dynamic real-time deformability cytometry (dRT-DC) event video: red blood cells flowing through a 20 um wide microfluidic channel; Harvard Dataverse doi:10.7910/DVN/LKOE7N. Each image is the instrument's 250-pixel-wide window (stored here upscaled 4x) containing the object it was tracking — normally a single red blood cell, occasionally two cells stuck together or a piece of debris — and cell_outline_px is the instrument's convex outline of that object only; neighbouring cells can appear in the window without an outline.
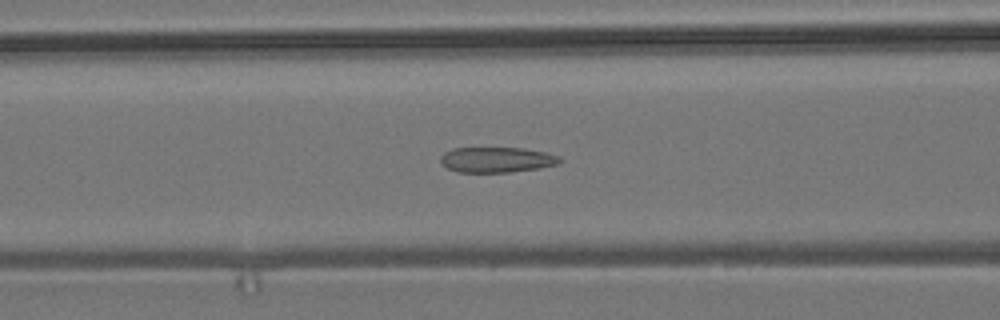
{"species": "common noctule bat (a hibernating species)", "species_latin": "Nyctalus noctula", "temperature_condition": "room temperature", "stored_images_in_passage": 47, "camera_frame_rate_fps": 3000, "um_per_image_px": 0.085, "animal": {"sex": "male", "body_mass_g": 19.2, "forearm_length_mm": 51.8}, "frame": {"image": 1, "passage_image": 21, "time_ms": 6.667, "image_size_px": [1000, 320], "cell_outline_px": [[564, 160], [556, 164], [540, 168], [512, 172], [456, 172], [440, 164], [440, 156], [444, 152], [452, 148], [524, 148], [544, 152], [560, 156]], "centroid_in_image_um": [42.2, 13.58], "position_along_channel_um": 124.4, "area_um2": 17.8}}
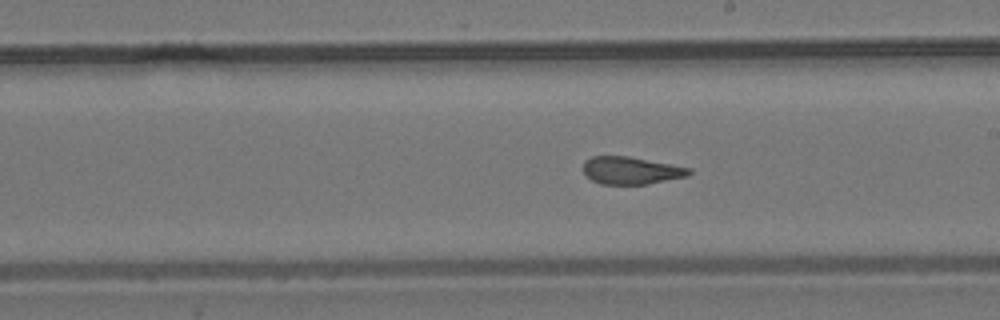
{"frame": {"image": 2, "passage_image": 30, "time_ms": 9.667, "image_size_px": [1000, 320], "cell_outline_px": [[692, 172], [688, 176], [648, 184], [600, 184], [592, 180], [584, 172], [584, 160], [592, 156], [628, 156], [672, 164], [692, 168]], "centroid_in_image_um": [53.67, 14.49], "position_along_channel_um": 235.3, "area_um2": 16.99}}
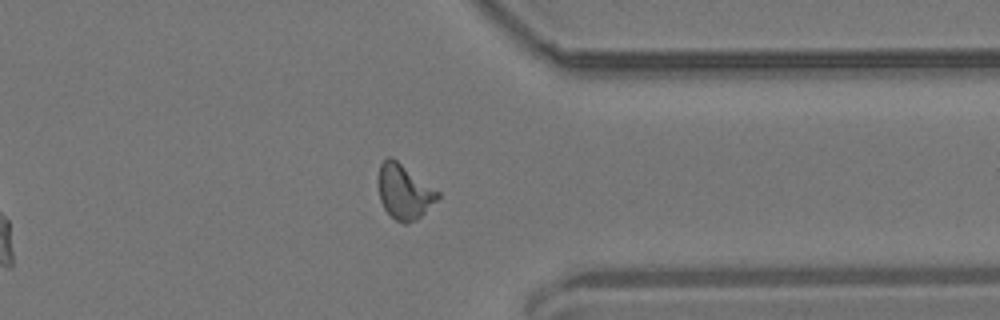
{"frame": {"image": 3, "passage_image": 42, "time_ms": 13.667, "image_size_px": [1000, 320], "cell_outline_px": [[440, 196], [416, 220], [408, 224], [404, 224], [396, 220], [384, 208], [380, 200], [380, 164], [388, 156], [392, 156], [440, 192]], "centroid_in_image_um": [34.37, 16.29], "position_along_channel_um": 377.0, "area_um2": 18.55}, "authors_computed_cell_mechanics": {"area_um2": 18.5538, "velocity_mm_per_s": 3.698, "shape_relaxation_time_tau1_ms": null, "shape_relaxation_time_tau2_ms": 0.8869, "deformation_change_tau1": null, "deformation_change_tau2": 0.0851}}